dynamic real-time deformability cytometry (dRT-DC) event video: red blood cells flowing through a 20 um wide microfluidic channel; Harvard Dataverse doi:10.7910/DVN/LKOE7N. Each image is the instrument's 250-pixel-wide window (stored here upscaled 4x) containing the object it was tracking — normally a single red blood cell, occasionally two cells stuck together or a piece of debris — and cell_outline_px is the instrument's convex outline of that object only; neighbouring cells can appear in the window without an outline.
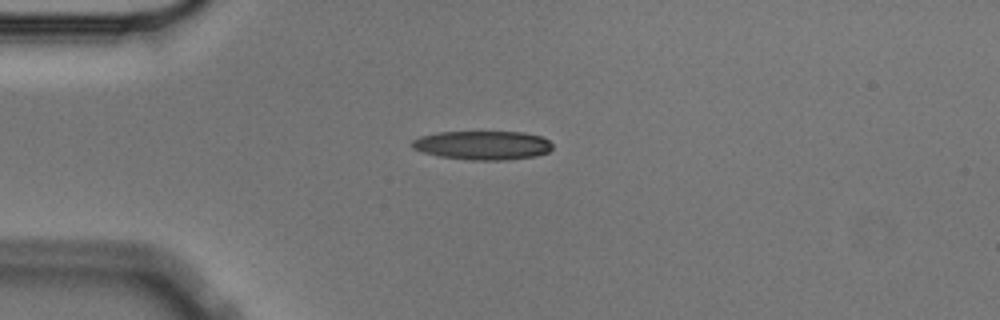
{"species": "Egyptian fruit bat (a non-hibernating species)", "species_latin": "Rousettus aegyptiacus", "temperature_condition": "cold", "stored_images_in_passage": 43, "camera_frame_rate_fps": 3000, "um_per_image_px": 0.085, "animal": {"sex": "male"}, "frame": {"image": 1, "passage_image": 1, "time_ms": 0.0, "image_size_px": [1000, 320], "cell_outline_px": [[552, 148], [548, 152], [536, 156], [508, 160], [472, 160], [440, 156], [424, 152], [412, 148], [412, 140], [420, 136], [436, 132], [524, 132], [540, 136], [548, 140], [552, 144]], "centroid_in_image_um": [41.04, 12.34], "position_along_channel_um": 44.0, "area_um2": 23.64}}
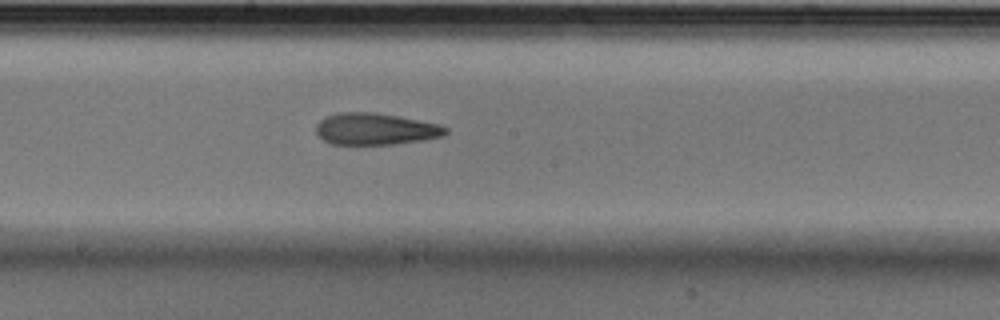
{"frame": {"image": 2, "passage_image": 17, "time_ms": 5.333, "image_size_px": [1000, 320], "cell_outline_px": [[448, 132], [444, 136], [420, 140], [392, 144], [332, 144], [316, 136], [316, 124], [324, 116], [340, 112], [376, 112], [440, 124], [448, 128]], "centroid_in_image_um": [31.88, 10.95], "position_along_channel_um": 216.3, "area_um2": 24.04}}
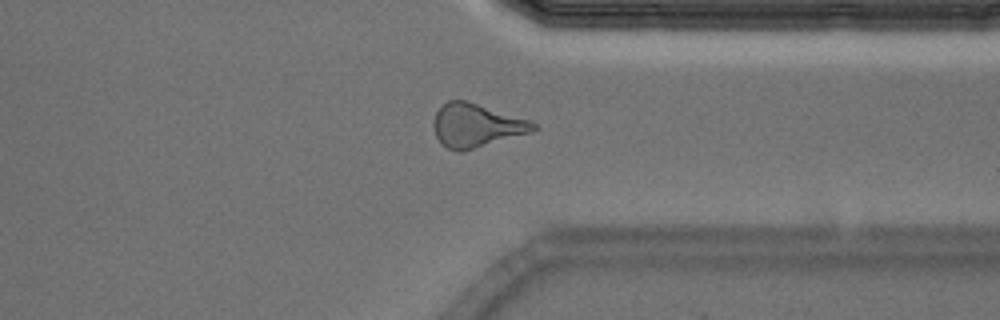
{"frame": {"image": 3, "passage_image": 30, "time_ms": 9.667, "image_size_px": [1000, 320], "cell_outline_px": [[536, 128], [532, 132], [464, 152], [460, 152], [448, 148], [436, 136], [436, 112], [448, 100], [464, 100], [532, 120], [536, 124]], "centroid_in_image_um": [40.55, 10.67], "position_along_channel_um": 370.8, "area_um2": 24.91}, "authors_computed_cell_mechanics": {"area_um2": 24.2182, "velocity_mm_per_s": 3.5988, "shape_relaxation_time_tau1_ms": 10.74, "shape_relaxation_time_tau2_ms": 3.9548, "deformation_change_tau1": 0.2349, "deformation_change_tau2": 0.133}}